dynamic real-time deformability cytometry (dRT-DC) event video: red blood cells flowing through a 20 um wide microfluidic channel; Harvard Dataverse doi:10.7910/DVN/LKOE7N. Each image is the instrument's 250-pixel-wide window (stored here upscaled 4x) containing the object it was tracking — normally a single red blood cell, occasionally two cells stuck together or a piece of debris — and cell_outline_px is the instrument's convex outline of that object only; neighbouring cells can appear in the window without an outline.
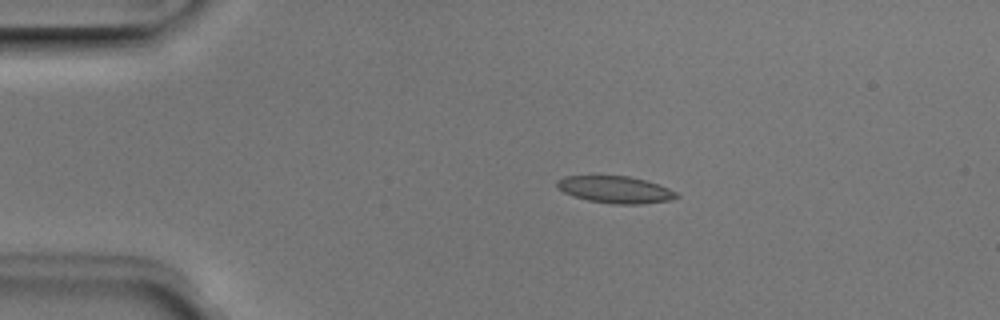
{"species": "Egyptian fruit bat (a non-hibernating species)", "species_latin": "Rousettus aegyptiacus", "temperature_condition": "room temperature", "stored_images_in_passage": 3, "camera_frame_rate_fps": 3000, "um_per_image_px": 0.085, "animal": {"sex": "male"}, "frame": {"image": 1, "passage_image": 2, "time_ms": 0.333, "image_size_px": [1000, 320], "cell_outline_px": [[680, 196], [668, 200], [640, 204], [616, 204], [588, 200], [564, 192], [556, 184], [556, 180], [564, 176], [628, 176], [644, 180], [668, 188], [676, 192]], "centroid_in_image_um": [52.29, 16.11], "position_along_channel_um": 32.7, "area_um2": 18.38}}